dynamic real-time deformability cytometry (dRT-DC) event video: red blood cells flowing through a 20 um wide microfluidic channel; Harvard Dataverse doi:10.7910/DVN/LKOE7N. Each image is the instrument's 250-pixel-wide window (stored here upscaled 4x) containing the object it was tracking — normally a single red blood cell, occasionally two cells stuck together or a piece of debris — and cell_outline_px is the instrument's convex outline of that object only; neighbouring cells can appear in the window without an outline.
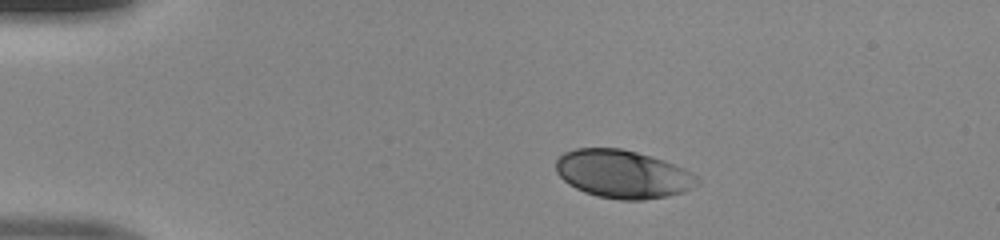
{"species": "human", "species_latin": "Homo sapiens", "temperature_condition": "room temperature", "stored_images_in_passage": 40, "camera_frame_rate_fps": 3000, "um_per_image_px": 0.085, "donor": {"sex": "male"}, "frame": {"image": 1, "passage_image": 1, "time_ms": 0.0, "image_size_px": [1000, 240], "cell_outline_px": [[700, 184], [684, 192], [668, 196], [644, 200], [620, 200], [596, 196], [584, 192], [568, 184], [556, 172], [556, 160], [564, 152], [576, 148], [620, 148], [652, 156], [664, 160], [684, 168], [692, 172], [700, 180]], "centroid_in_image_um": [52.96, 14.8], "position_along_channel_um": 32.0, "area_um2": 39.88}}
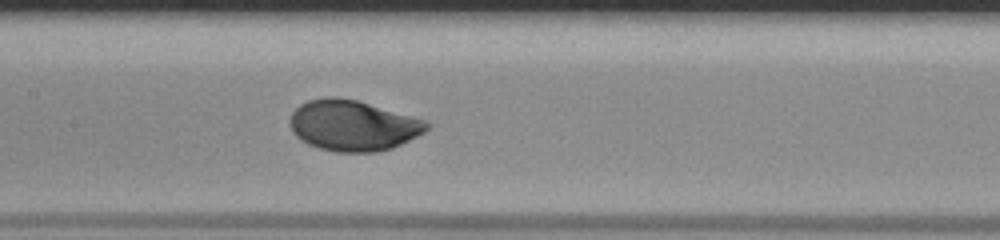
{"frame": {"image": 2, "passage_image": 16, "time_ms": 5.0, "image_size_px": [1000, 240], "cell_outline_px": [[432, 124], [424, 132], [392, 148], [376, 152], [336, 152], [320, 148], [308, 144], [300, 140], [292, 132], [288, 120], [292, 112], [300, 104], [308, 100], [328, 96], [336, 96], [356, 100], [428, 120]], "centroid_in_image_um": [29.99, 10.66], "position_along_channel_um": 177.4, "area_um2": 40.63}}
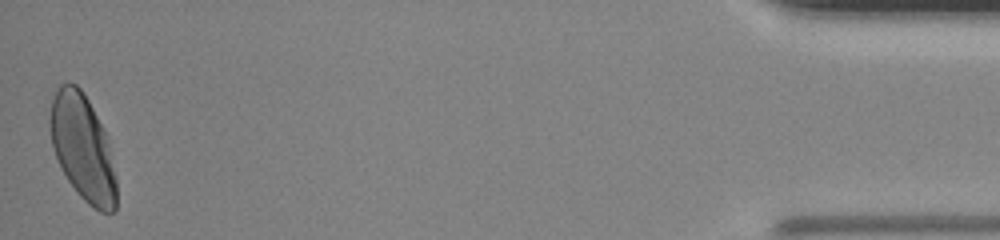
{"frame": {"image": 3, "passage_image": 40, "time_ms": 13.0, "image_size_px": [1000, 240], "cell_outline_px": [[116, 212], [100, 212], [88, 204], [76, 192], [60, 168], [52, 144], [48, 124], [48, 120], [52, 100], [60, 84], [76, 84], [80, 88], [88, 100], [104, 132], [116, 176]], "centroid_in_image_um": [7.0, 12.6], "position_along_channel_um": 428.2, "area_um2": 40.52}}